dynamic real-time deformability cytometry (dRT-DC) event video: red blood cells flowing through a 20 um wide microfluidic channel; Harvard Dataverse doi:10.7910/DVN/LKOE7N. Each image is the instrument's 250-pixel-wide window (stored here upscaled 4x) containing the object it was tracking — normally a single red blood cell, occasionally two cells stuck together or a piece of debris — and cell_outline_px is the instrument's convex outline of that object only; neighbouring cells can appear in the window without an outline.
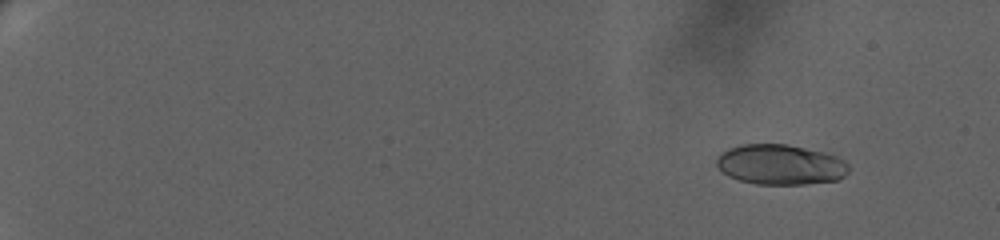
{"species": "human", "species_latin": "Homo sapiens", "temperature_condition": "warm", "stored_images_in_passage": 30, "camera_frame_rate_fps": 3000, "um_per_image_px": 0.085, "donor": {"sex": "female"}, "frame": {"image": 1, "passage_image": 1, "time_ms": 0.0, "image_size_px": [1000, 240], "cell_outline_px": [[848, 172], [844, 176], [836, 180], [804, 184], [756, 184], [740, 180], [728, 176], [716, 164], [716, 160], [720, 152], [728, 148], [740, 144], [788, 144], [824, 152], [836, 156], [844, 160], [848, 164]], "centroid_in_image_um": [66.32, 13.98], "position_along_channel_um": 18.7, "area_um2": 30.98}}
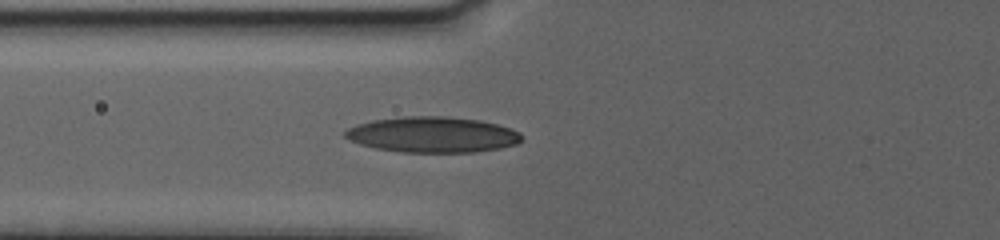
{"frame": {"image": 2, "passage_image": 18, "time_ms": 7.667, "image_size_px": [1000, 240], "cell_outline_px": [[524, 140], [516, 144], [500, 148], [476, 152], [400, 152], [376, 148], [360, 144], [348, 140], [344, 136], [344, 132], [348, 128], [356, 124], [372, 120], [404, 116], [448, 116], [480, 120], [512, 128], [520, 132], [524, 136]], "centroid_in_image_um": [36.79, 11.44], "position_along_channel_um": 89.0, "area_um2": 37.11}}
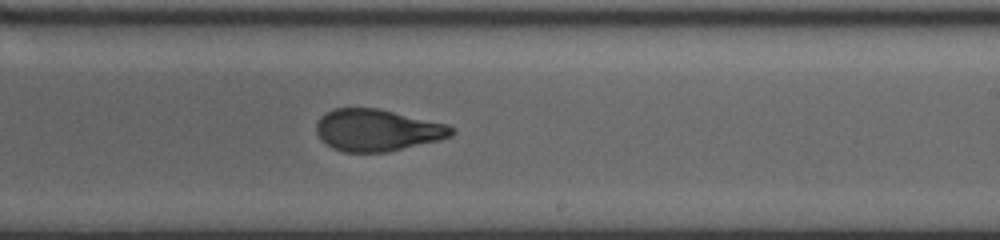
{"frame": {"image": 3, "passage_image": 30, "time_ms": 12.667, "image_size_px": [1000, 240], "cell_outline_px": [[456, 132], [452, 136], [440, 140], [388, 152], [344, 152], [332, 148], [324, 144], [320, 140], [316, 132], [316, 124], [320, 116], [336, 108], [376, 108], [448, 124]], "centroid_in_image_um": [32.05, 11.08], "position_along_channel_um": 256.9, "area_um2": 33.12}}